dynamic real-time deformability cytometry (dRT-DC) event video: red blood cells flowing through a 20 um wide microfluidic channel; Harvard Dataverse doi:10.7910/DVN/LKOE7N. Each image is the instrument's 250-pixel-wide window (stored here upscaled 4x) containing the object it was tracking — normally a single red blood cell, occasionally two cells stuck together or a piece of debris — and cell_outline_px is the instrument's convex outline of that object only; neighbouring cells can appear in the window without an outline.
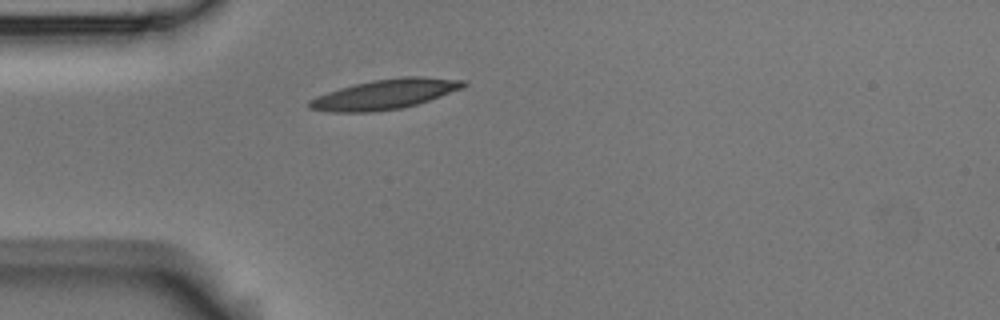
{"species": "Egyptian fruit bat (a non-hibernating species)", "species_latin": "Rousettus aegyptiacus", "temperature_condition": "room temperature", "stored_images_in_passage": 1, "camera_frame_rate_fps": 3000, "um_per_image_px": 0.085, "animal": {"sex": "male"}, "frame": {"image": 1, "passage_image": 1, "time_ms": 0.0, "image_size_px": [1000, 320], "cell_outline_px": [[468, 84], [464, 88], [416, 104], [400, 108], [372, 112], [328, 112], [308, 108], [308, 100], [316, 96], [340, 88], [372, 80], [404, 76], [424, 76], [464, 80]], "centroid_in_image_um": [32.72, 8.0], "position_along_channel_um": 52.3, "area_um2": 26.82}}